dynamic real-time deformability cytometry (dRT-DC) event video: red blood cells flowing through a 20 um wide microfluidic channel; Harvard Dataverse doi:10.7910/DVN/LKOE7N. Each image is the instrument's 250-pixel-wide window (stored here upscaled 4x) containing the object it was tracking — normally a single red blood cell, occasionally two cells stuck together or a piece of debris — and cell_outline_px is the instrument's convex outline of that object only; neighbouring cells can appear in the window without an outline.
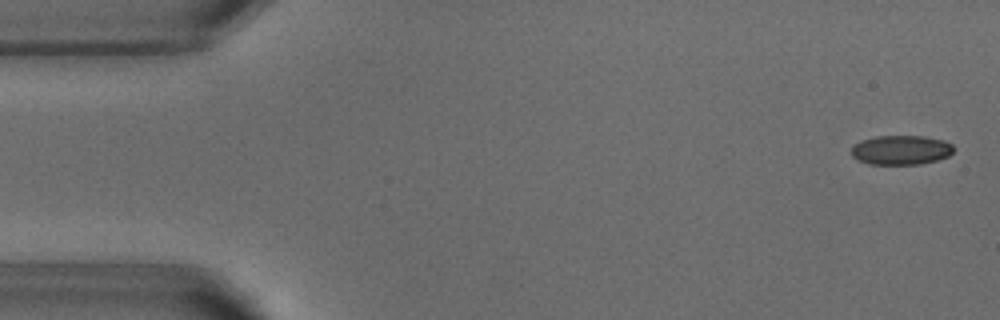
{"species": "common noctule bat (a hibernating species)", "species_latin": "Nyctalus noctula", "temperature_condition": "warm", "stored_images_in_passage": 52, "camera_frame_rate_fps": 3000, "um_per_image_px": 0.085, "animal": {"sex": "male", "body_mass_g": 18.8}, "frame": {"image": 1, "passage_image": 2, "time_ms": 0.333, "image_size_px": [1000, 320], "cell_outline_px": [[952, 152], [948, 156], [936, 160], [920, 164], [868, 164], [856, 160], [852, 156], [852, 148], [860, 140], [876, 136], [924, 136], [944, 140], [952, 144]], "centroid_in_image_um": [76.56, 12.75], "position_along_channel_um": 8.4, "area_um2": 17.51}}
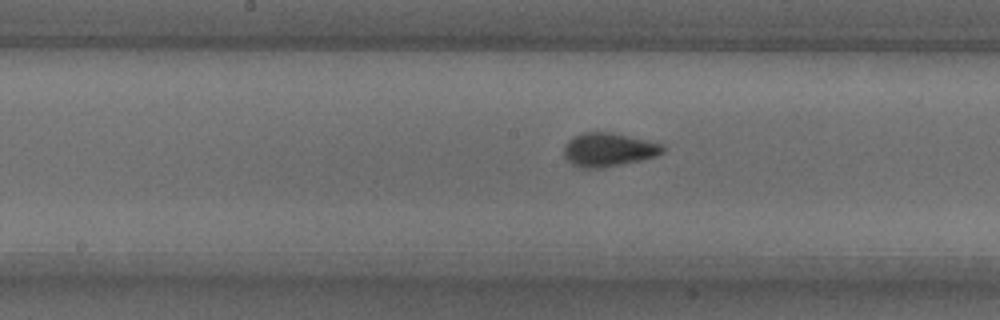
{"frame": {"image": 2, "passage_image": 26, "time_ms": 8.333, "image_size_px": [1000, 320], "cell_outline_px": [[664, 152], [656, 156], [640, 160], [600, 168], [580, 168], [572, 164], [564, 156], [564, 148], [568, 140], [572, 136], [584, 132], [612, 132], [648, 140], [664, 144]], "centroid_in_image_um": [51.72, 12.71], "position_along_channel_um": 196.5, "area_um2": 19.42}}
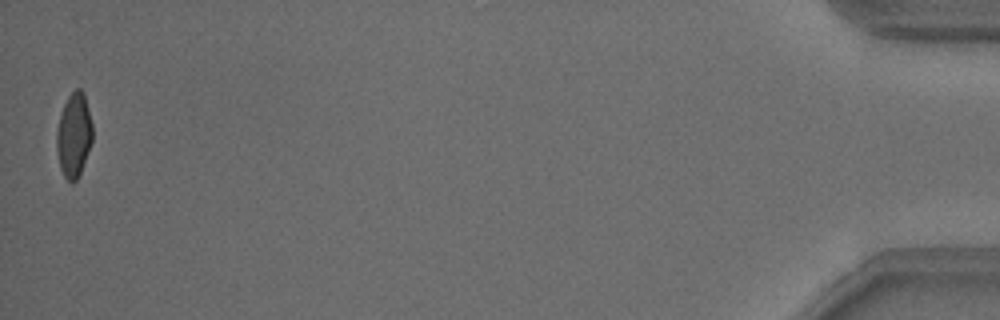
{"frame": {"image": 3, "passage_image": 52, "time_ms": 17.0, "image_size_px": [1000, 320], "cell_outline_px": [[92, 140], [80, 172], [76, 180], [72, 184], [64, 176], [60, 168], [56, 148], [56, 132], [60, 112], [68, 96], [76, 88], [80, 88], [84, 92], [92, 124]], "centroid_in_image_um": [6.26, 11.46], "position_along_channel_um": 428.9, "area_um2": 17.57}, "authors_computed_cell_mechanics": {"area_um2": 18.5538, "velocity_mm_per_s": 3.8233, "shape_relaxation_time_tau1_ms": 5.2536, "shape_relaxation_time_tau2_ms": 0.6313, "deformation_change_tau1": 0.1322, "deformation_change_tau2": 0.0529}}